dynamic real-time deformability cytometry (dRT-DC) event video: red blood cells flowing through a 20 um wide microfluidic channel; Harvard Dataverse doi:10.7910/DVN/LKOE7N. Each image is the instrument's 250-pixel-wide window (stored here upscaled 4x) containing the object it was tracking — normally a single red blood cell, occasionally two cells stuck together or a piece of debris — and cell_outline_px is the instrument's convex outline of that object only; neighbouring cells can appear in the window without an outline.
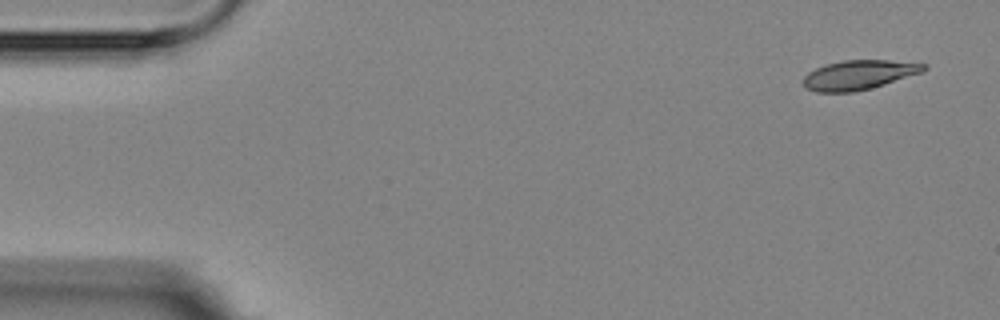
{"species": "Egyptian fruit bat (a non-hibernating species)", "species_latin": "Rousettus aegyptiacus", "temperature_condition": "room temperature", "stored_images_in_passage": 5, "camera_frame_rate_fps": 3000, "um_per_image_px": 0.085, "animal": {"sex": "female"}, "frame": {"image": 1, "passage_image": 1, "time_ms": 0.0, "image_size_px": [1000, 320], "cell_outline_px": [[928, 68], [924, 72], [884, 84], [852, 92], [816, 92], [804, 88], [804, 76], [808, 72], [824, 64], [844, 60], [888, 60], [928, 64]], "centroid_in_image_um": [73.01, 6.35], "position_along_channel_um": 12.0, "area_um2": 20.69}}